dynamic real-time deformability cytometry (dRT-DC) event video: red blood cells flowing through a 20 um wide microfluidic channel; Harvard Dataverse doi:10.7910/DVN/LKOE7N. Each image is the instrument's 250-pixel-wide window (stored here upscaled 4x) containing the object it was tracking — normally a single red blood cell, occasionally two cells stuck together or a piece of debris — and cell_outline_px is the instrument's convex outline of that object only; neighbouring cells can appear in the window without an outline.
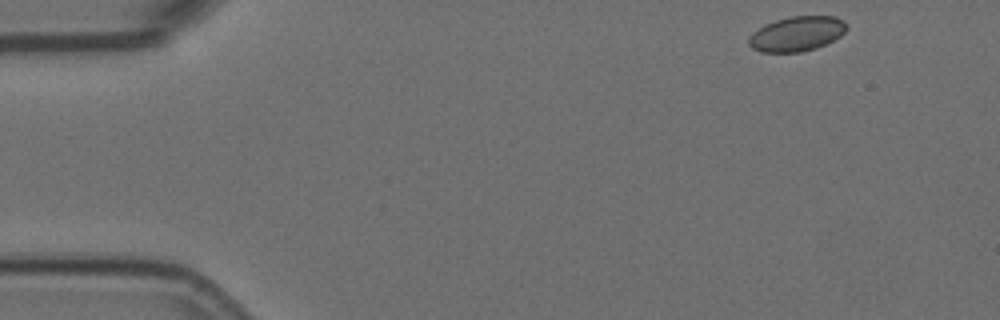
{"species": "Egyptian fruit bat (a non-hibernating species)", "species_latin": "Rousettus aegyptiacus", "temperature_condition": "room temperature", "stored_images_in_passage": 14, "camera_frame_rate_fps": 3000, "um_per_image_px": 0.085, "animal": {"sex": "female"}, "frame": {"image": 1, "passage_image": 1, "time_ms": 0.0, "image_size_px": [1000, 320], "cell_outline_px": [[848, 28], [840, 36], [816, 48], [800, 52], [760, 52], [752, 48], [748, 44], [748, 40], [752, 32], [764, 24], [776, 20], [792, 16], [836, 16], [844, 20]], "centroid_in_image_um": [67.72, 2.87], "position_along_channel_um": 17.3, "area_um2": 19.88}}
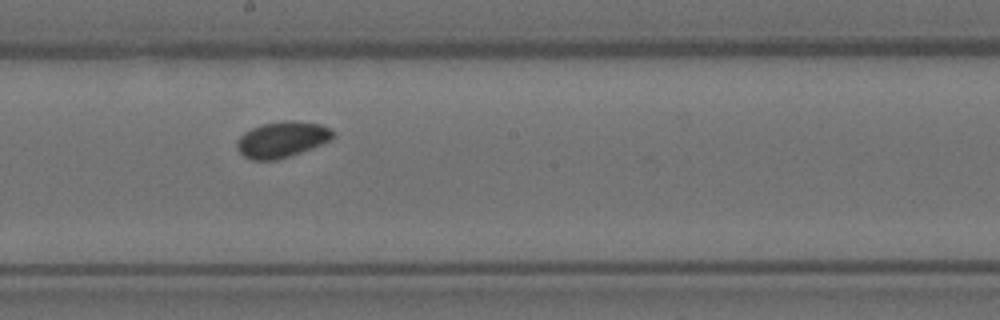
{"frame": {"image": 2, "passage_image": 8, "time_ms": 2.333, "image_size_px": [1000, 320], "cell_outline_px": [[336, 132], [332, 140], [312, 148], [276, 160], [252, 160], [244, 156], [236, 148], [236, 140], [244, 132], [252, 128], [264, 124], [284, 120], [292, 120], [320, 124], [332, 128]], "centroid_in_image_um": [23.99, 11.85], "position_along_channel_um": 224.2, "area_um2": 20.23}}
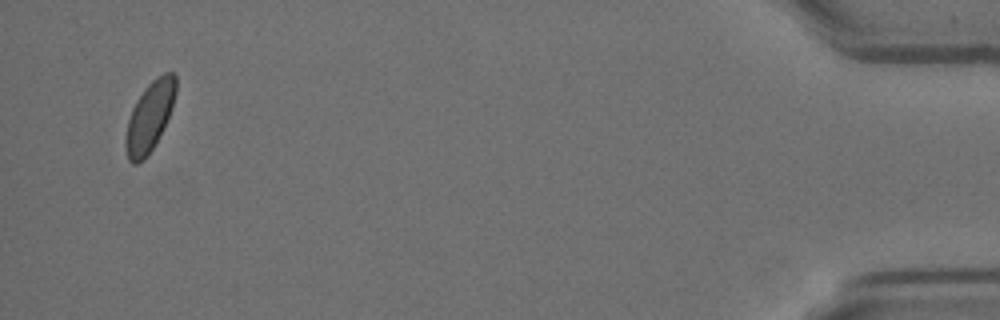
{"frame": {"image": 3, "passage_image": 14, "time_ms": 4.333, "image_size_px": [1000, 320], "cell_outline_px": [[176, 92], [172, 108], [152, 148], [144, 160], [136, 164], [132, 164], [128, 160], [124, 144], [124, 140], [128, 120], [132, 108], [136, 100], [144, 88], [156, 76], [164, 72], [172, 72], [176, 76]], "centroid_in_image_um": [12.69, 9.89], "position_along_channel_um": 422.5, "area_um2": 20.29}}